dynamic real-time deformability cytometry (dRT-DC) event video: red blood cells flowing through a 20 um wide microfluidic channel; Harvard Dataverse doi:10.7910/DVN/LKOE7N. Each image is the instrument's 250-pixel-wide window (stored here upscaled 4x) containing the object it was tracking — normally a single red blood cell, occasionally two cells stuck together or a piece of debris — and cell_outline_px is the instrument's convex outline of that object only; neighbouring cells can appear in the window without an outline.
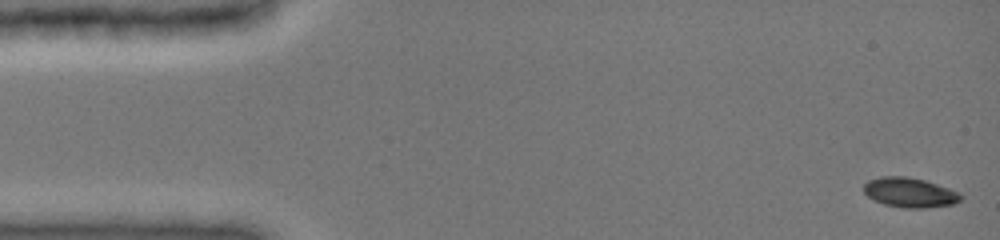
{"species": "common noctule bat (a hibernating species)", "species_latin": "Nyctalus noctula", "temperature_condition": "cold", "stored_images_in_passage": 8, "camera_frame_rate_fps": 3000, "um_per_image_px": 0.085, "animal": {"sex": "female", "body_mass_g": 19.0, "forearm_length_mm": 51.5}, "frame": {"image": 1, "passage_image": 1, "time_ms": 0.0, "image_size_px": [1000, 240], "cell_outline_px": [[964, 196], [960, 200], [952, 204], [924, 208], [904, 208], [884, 204], [872, 200], [864, 192], [864, 184], [868, 180], [880, 176], [908, 176], [924, 180], [960, 192]], "centroid_in_image_um": [77.31, 16.36], "position_along_channel_um": 7.7, "area_um2": 16.88}}
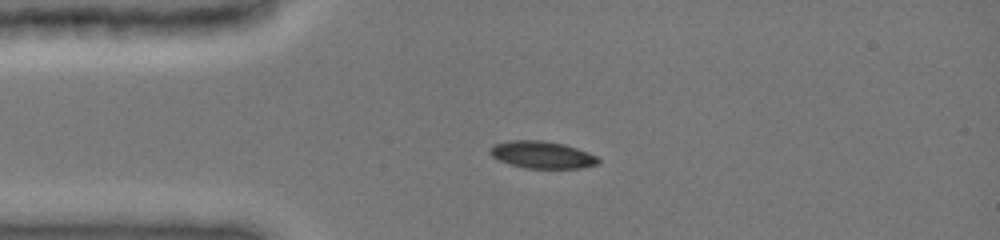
{"frame": {"image": 2, "passage_image": 7, "time_ms": 3.333, "image_size_px": [1000, 240], "cell_outline_px": [[600, 160], [596, 164], [580, 168], [524, 168], [508, 164], [492, 156], [488, 152], [488, 148], [496, 144], [508, 140], [544, 140], [564, 144], [588, 152], [596, 156]], "centroid_in_image_um": [46.03, 13.15], "position_along_channel_um": 39.0, "area_um2": 17.17}}